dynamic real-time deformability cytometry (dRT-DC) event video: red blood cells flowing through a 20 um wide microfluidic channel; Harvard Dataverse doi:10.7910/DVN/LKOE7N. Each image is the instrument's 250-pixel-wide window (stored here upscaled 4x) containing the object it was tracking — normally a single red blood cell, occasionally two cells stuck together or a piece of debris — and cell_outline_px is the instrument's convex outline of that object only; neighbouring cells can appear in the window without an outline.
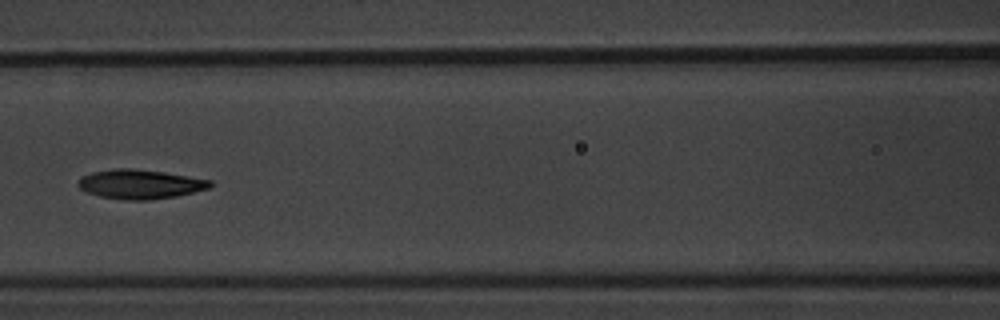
{"species": "common noctule bat (a hibernating species)", "species_latin": "Nyctalus noctula", "temperature_condition": "warm", "stored_images_in_passage": 7, "camera_frame_rate_fps": 3000, "um_per_image_px": 0.085, "animal": {"sex": "male", "body_mass_g": 20.1, "forearm_length_mm": 53.5}, "frame": {"image": 1, "passage_image": 7, "time_ms": 6.667, "image_size_px": [1000, 320], "cell_outline_px": [[212, 184], [208, 188], [176, 196], [148, 200], [128, 200], [100, 196], [88, 192], [80, 188], [76, 184], [84, 176], [92, 172], [112, 168], [132, 168], [164, 172], [212, 180]], "centroid_in_image_um": [11.91, 15.64], "position_along_channel_um": 154.7, "area_um2": 22.31}}